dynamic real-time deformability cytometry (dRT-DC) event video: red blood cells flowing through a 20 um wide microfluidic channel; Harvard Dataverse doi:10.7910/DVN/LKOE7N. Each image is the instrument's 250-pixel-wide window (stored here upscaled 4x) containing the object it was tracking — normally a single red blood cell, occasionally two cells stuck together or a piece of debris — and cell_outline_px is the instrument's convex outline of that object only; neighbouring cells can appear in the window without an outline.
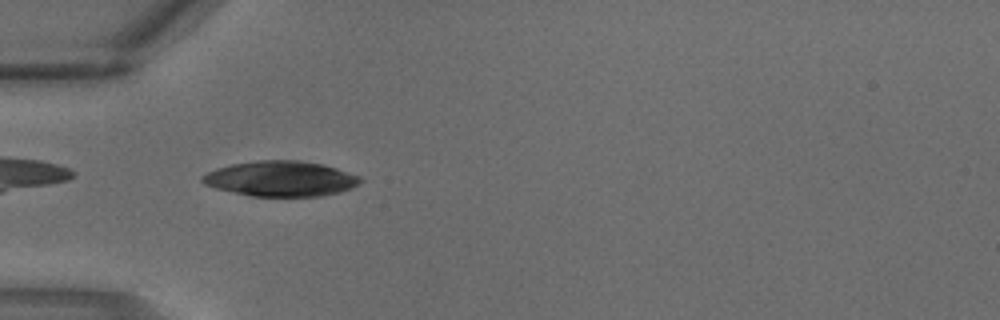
{"species": "common noctule bat (a hibernating species)", "species_latin": "Nyctalus noctula", "temperature_condition": "warm", "stored_images_in_passage": 3, "camera_frame_rate_fps": 3000, "um_per_image_px": 0.085, "animal": {"sex": "male", "body_mass_g": 18.8}, "frame": {"image": 1, "passage_image": 3, "time_ms": 0.667, "image_size_px": [1000, 320], "cell_outline_px": [[364, 180], [360, 184], [352, 188], [340, 192], [324, 196], [252, 196], [216, 188], [204, 184], [200, 180], [200, 176], [216, 168], [232, 164], [256, 160], [300, 160], [324, 164], [360, 176]], "centroid_in_image_um": [23.89, 15.18], "position_along_channel_um": 61.1, "area_um2": 32.71}}